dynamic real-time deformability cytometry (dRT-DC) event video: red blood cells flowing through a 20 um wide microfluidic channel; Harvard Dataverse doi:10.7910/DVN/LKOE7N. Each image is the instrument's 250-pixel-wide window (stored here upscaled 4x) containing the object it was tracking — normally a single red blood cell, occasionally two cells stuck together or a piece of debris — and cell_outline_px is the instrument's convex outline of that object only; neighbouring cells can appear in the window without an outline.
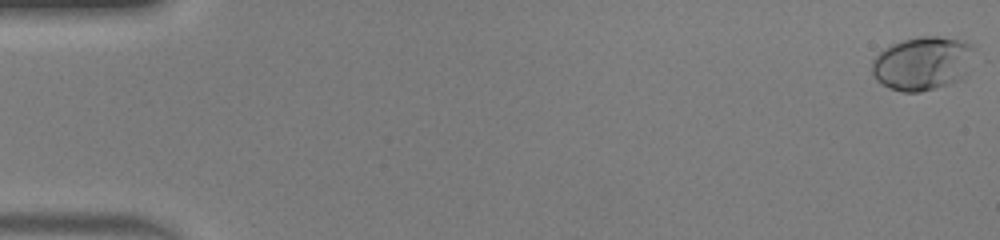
{"species": "human", "species_latin": "Homo sapiens", "temperature_condition": "warm", "stored_images_in_passage": 49, "camera_frame_rate_fps": 3000, "um_per_image_px": 0.085, "donor": {"sex": "male"}, "frame": {"image": 1, "passage_image": 1, "time_ms": 0.0, "image_size_px": [1000, 240], "cell_outline_px": [[976, 48], [964, 76], [948, 84], [936, 88], [920, 92], [904, 92], [888, 88], [880, 84], [876, 80], [872, 72], [872, 60], [884, 48], [892, 44], [904, 40], [920, 36], [940, 36], [964, 40], [972, 44]], "centroid_in_image_um": [78.4, 5.37], "position_along_channel_um": 6.6, "area_um2": 32.14}}
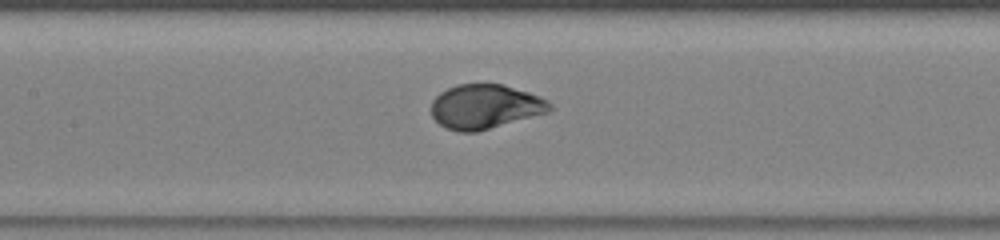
{"frame": {"image": 2, "passage_image": 24, "time_ms": 7.667, "image_size_px": [1000, 240], "cell_outline_px": [[552, 108], [548, 112], [476, 132], [460, 132], [448, 128], [440, 124], [432, 116], [432, 100], [440, 92], [456, 84], [500, 84], [528, 92], [548, 100], [552, 104]], "centroid_in_image_um": [41.22, 9.06], "position_along_channel_um": 166.2, "area_um2": 30.35}}
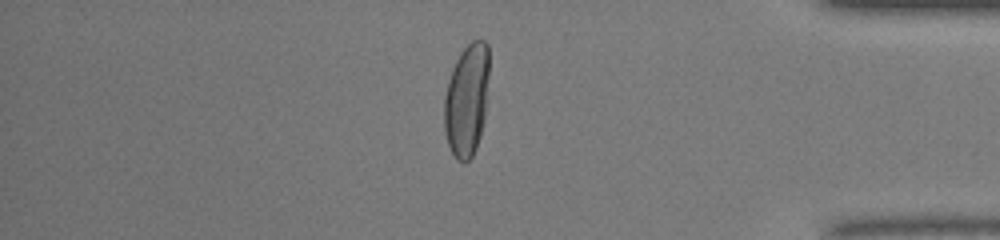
{"frame": {"image": 3, "passage_image": 42, "time_ms": 13.667, "image_size_px": [1000, 240], "cell_outline_px": [[488, 76], [484, 116], [480, 136], [476, 148], [472, 156], [464, 164], [456, 160], [448, 144], [444, 132], [444, 96], [448, 80], [452, 68], [460, 52], [472, 40], [484, 40], [488, 44]], "centroid_in_image_um": [39.65, 8.5], "position_along_channel_um": 395.6, "area_um2": 29.48}, "authors_computed_cell_mechanics": {"area_um2": 30.4606, "velocity_mm_per_s": 4.2916, "shape_relaxation_time_tau1_ms": 2.9598, "shape_relaxation_time_tau2_ms": null, "deformation_change_tau1": 0.2018, "deformation_change_tau2": null}}